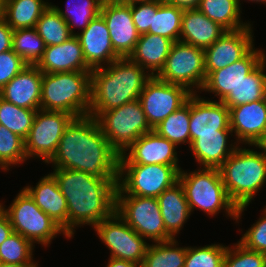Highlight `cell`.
<instances>
[{
  "mask_svg": "<svg viewBox=\"0 0 266 267\" xmlns=\"http://www.w3.org/2000/svg\"><path fill=\"white\" fill-rule=\"evenodd\" d=\"M115 211L144 239L153 243L172 240L165 229L157 198L116 196Z\"/></svg>",
  "mask_w": 266,
  "mask_h": 267,
  "instance_id": "11",
  "label": "cell"
},
{
  "mask_svg": "<svg viewBox=\"0 0 266 267\" xmlns=\"http://www.w3.org/2000/svg\"><path fill=\"white\" fill-rule=\"evenodd\" d=\"M75 117L60 111L37 110L25 142V154L47 163L55 154L66 127Z\"/></svg>",
  "mask_w": 266,
  "mask_h": 267,
  "instance_id": "12",
  "label": "cell"
},
{
  "mask_svg": "<svg viewBox=\"0 0 266 267\" xmlns=\"http://www.w3.org/2000/svg\"><path fill=\"white\" fill-rule=\"evenodd\" d=\"M229 133L232 136V130H218V134L198 135L189 146L196 162L202 167L219 168L239 145L228 144Z\"/></svg>",
  "mask_w": 266,
  "mask_h": 267,
  "instance_id": "26",
  "label": "cell"
},
{
  "mask_svg": "<svg viewBox=\"0 0 266 267\" xmlns=\"http://www.w3.org/2000/svg\"><path fill=\"white\" fill-rule=\"evenodd\" d=\"M51 174L67 201L68 237L75 227H95L110 217L116 208L118 178H99L84 171L54 168Z\"/></svg>",
  "mask_w": 266,
  "mask_h": 267,
  "instance_id": "2",
  "label": "cell"
},
{
  "mask_svg": "<svg viewBox=\"0 0 266 267\" xmlns=\"http://www.w3.org/2000/svg\"><path fill=\"white\" fill-rule=\"evenodd\" d=\"M100 3H109V2H113V1H119V0H99Z\"/></svg>",
  "mask_w": 266,
  "mask_h": 267,
  "instance_id": "55",
  "label": "cell"
},
{
  "mask_svg": "<svg viewBox=\"0 0 266 267\" xmlns=\"http://www.w3.org/2000/svg\"><path fill=\"white\" fill-rule=\"evenodd\" d=\"M42 73L92 71L86 63L80 41L73 35L62 44L46 46L36 64Z\"/></svg>",
  "mask_w": 266,
  "mask_h": 267,
  "instance_id": "23",
  "label": "cell"
},
{
  "mask_svg": "<svg viewBox=\"0 0 266 267\" xmlns=\"http://www.w3.org/2000/svg\"><path fill=\"white\" fill-rule=\"evenodd\" d=\"M37 110L18 107L0 97V124L24 140L28 137Z\"/></svg>",
  "mask_w": 266,
  "mask_h": 267,
  "instance_id": "38",
  "label": "cell"
},
{
  "mask_svg": "<svg viewBox=\"0 0 266 267\" xmlns=\"http://www.w3.org/2000/svg\"><path fill=\"white\" fill-rule=\"evenodd\" d=\"M36 205L58 224L68 236L67 201L59 189L56 179L50 173L39 180L35 187L24 188Z\"/></svg>",
  "mask_w": 266,
  "mask_h": 267,
  "instance_id": "24",
  "label": "cell"
},
{
  "mask_svg": "<svg viewBox=\"0 0 266 267\" xmlns=\"http://www.w3.org/2000/svg\"><path fill=\"white\" fill-rule=\"evenodd\" d=\"M238 1V3L241 5V3H240V0H237ZM249 1H254V2H261V3H263V4H265L266 3V0H249Z\"/></svg>",
  "mask_w": 266,
  "mask_h": 267,
  "instance_id": "53",
  "label": "cell"
},
{
  "mask_svg": "<svg viewBox=\"0 0 266 267\" xmlns=\"http://www.w3.org/2000/svg\"><path fill=\"white\" fill-rule=\"evenodd\" d=\"M0 267H38V265H22V264L2 263Z\"/></svg>",
  "mask_w": 266,
  "mask_h": 267,
  "instance_id": "50",
  "label": "cell"
},
{
  "mask_svg": "<svg viewBox=\"0 0 266 267\" xmlns=\"http://www.w3.org/2000/svg\"><path fill=\"white\" fill-rule=\"evenodd\" d=\"M100 240L109 248L110 257L142 265L148 247L116 211L94 227Z\"/></svg>",
  "mask_w": 266,
  "mask_h": 267,
  "instance_id": "13",
  "label": "cell"
},
{
  "mask_svg": "<svg viewBox=\"0 0 266 267\" xmlns=\"http://www.w3.org/2000/svg\"><path fill=\"white\" fill-rule=\"evenodd\" d=\"M27 65L12 49L0 53V90Z\"/></svg>",
  "mask_w": 266,
  "mask_h": 267,
  "instance_id": "45",
  "label": "cell"
},
{
  "mask_svg": "<svg viewBox=\"0 0 266 267\" xmlns=\"http://www.w3.org/2000/svg\"><path fill=\"white\" fill-rule=\"evenodd\" d=\"M130 8L137 32L140 35L148 33L150 26H152L153 14H156L159 8V0L130 4Z\"/></svg>",
  "mask_w": 266,
  "mask_h": 267,
  "instance_id": "44",
  "label": "cell"
},
{
  "mask_svg": "<svg viewBox=\"0 0 266 267\" xmlns=\"http://www.w3.org/2000/svg\"><path fill=\"white\" fill-rule=\"evenodd\" d=\"M156 77L196 93L195 88L201 90L207 78L204 50L181 41L173 42L165 65Z\"/></svg>",
  "mask_w": 266,
  "mask_h": 267,
  "instance_id": "10",
  "label": "cell"
},
{
  "mask_svg": "<svg viewBox=\"0 0 266 267\" xmlns=\"http://www.w3.org/2000/svg\"><path fill=\"white\" fill-rule=\"evenodd\" d=\"M192 93L185 87L167 83L152 76L139 96L143 112L152 129L169 114L184 105Z\"/></svg>",
  "mask_w": 266,
  "mask_h": 267,
  "instance_id": "14",
  "label": "cell"
},
{
  "mask_svg": "<svg viewBox=\"0 0 266 267\" xmlns=\"http://www.w3.org/2000/svg\"><path fill=\"white\" fill-rule=\"evenodd\" d=\"M183 12V8L159 0V8L156 14H153L152 26L148 33L161 35L172 42L179 41Z\"/></svg>",
  "mask_w": 266,
  "mask_h": 267,
  "instance_id": "34",
  "label": "cell"
},
{
  "mask_svg": "<svg viewBox=\"0 0 266 267\" xmlns=\"http://www.w3.org/2000/svg\"><path fill=\"white\" fill-rule=\"evenodd\" d=\"M107 267H140V265L135 264L130 261H125V260H119L115 258H109L108 264L106 265Z\"/></svg>",
  "mask_w": 266,
  "mask_h": 267,
  "instance_id": "49",
  "label": "cell"
},
{
  "mask_svg": "<svg viewBox=\"0 0 266 267\" xmlns=\"http://www.w3.org/2000/svg\"><path fill=\"white\" fill-rule=\"evenodd\" d=\"M13 29L0 17V53L12 49Z\"/></svg>",
  "mask_w": 266,
  "mask_h": 267,
  "instance_id": "46",
  "label": "cell"
},
{
  "mask_svg": "<svg viewBox=\"0 0 266 267\" xmlns=\"http://www.w3.org/2000/svg\"><path fill=\"white\" fill-rule=\"evenodd\" d=\"M129 57L91 71L89 112H104L139 99L145 83L152 77Z\"/></svg>",
  "mask_w": 266,
  "mask_h": 267,
  "instance_id": "3",
  "label": "cell"
},
{
  "mask_svg": "<svg viewBox=\"0 0 266 267\" xmlns=\"http://www.w3.org/2000/svg\"><path fill=\"white\" fill-rule=\"evenodd\" d=\"M47 163H52L54 168L84 171L99 178H118L119 154L90 115L70 122Z\"/></svg>",
  "mask_w": 266,
  "mask_h": 267,
  "instance_id": "1",
  "label": "cell"
},
{
  "mask_svg": "<svg viewBox=\"0 0 266 267\" xmlns=\"http://www.w3.org/2000/svg\"><path fill=\"white\" fill-rule=\"evenodd\" d=\"M160 212L167 234L175 239L189 219L191 210L186 200L183 187L178 181L173 186L165 189L158 197Z\"/></svg>",
  "mask_w": 266,
  "mask_h": 267,
  "instance_id": "27",
  "label": "cell"
},
{
  "mask_svg": "<svg viewBox=\"0 0 266 267\" xmlns=\"http://www.w3.org/2000/svg\"><path fill=\"white\" fill-rule=\"evenodd\" d=\"M266 58L222 100L228 107L262 100L266 97Z\"/></svg>",
  "mask_w": 266,
  "mask_h": 267,
  "instance_id": "30",
  "label": "cell"
},
{
  "mask_svg": "<svg viewBox=\"0 0 266 267\" xmlns=\"http://www.w3.org/2000/svg\"><path fill=\"white\" fill-rule=\"evenodd\" d=\"M166 3L183 9L197 8L200 0H164Z\"/></svg>",
  "mask_w": 266,
  "mask_h": 267,
  "instance_id": "48",
  "label": "cell"
},
{
  "mask_svg": "<svg viewBox=\"0 0 266 267\" xmlns=\"http://www.w3.org/2000/svg\"><path fill=\"white\" fill-rule=\"evenodd\" d=\"M261 151L239 148L238 145L219 167L229 198L238 207L236 221L266 183V156Z\"/></svg>",
  "mask_w": 266,
  "mask_h": 267,
  "instance_id": "4",
  "label": "cell"
},
{
  "mask_svg": "<svg viewBox=\"0 0 266 267\" xmlns=\"http://www.w3.org/2000/svg\"><path fill=\"white\" fill-rule=\"evenodd\" d=\"M91 71L42 73L40 109L88 116Z\"/></svg>",
  "mask_w": 266,
  "mask_h": 267,
  "instance_id": "5",
  "label": "cell"
},
{
  "mask_svg": "<svg viewBox=\"0 0 266 267\" xmlns=\"http://www.w3.org/2000/svg\"><path fill=\"white\" fill-rule=\"evenodd\" d=\"M225 32V28L210 20L197 8L184 9L179 41L205 50Z\"/></svg>",
  "mask_w": 266,
  "mask_h": 267,
  "instance_id": "25",
  "label": "cell"
},
{
  "mask_svg": "<svg viewBox=\"0 0 266 267\" xmlns=\"http://www.w3.org/2000/svg\"><path fill=\"white\" fill-rule=\"evenodd\" d=\"M257 220L238 241L249 250L266 254V206Z\"/></svg>",
  "mask_w": 266,
  "mask_h": 267,
  "instance_id": "43",
  "label": "cell"
},
{
  "mask_svg": "<svg viewBox=\"0 0 266 267\" xmlns=\"http://www.w3.org/2000/svg\"><path fill=\"white\" fill-rule=\"evenodd\" d=\"M227 246L211 244L204 247H187L184 267H224Z\"/></svg>",
  "mask_w": 266,
  "mask_h": 267,
  "instance_id": "41",
  "label": "cell"
},
{
  "mask_svg": "<svg viewBox=\"0 0 266 267\" xmlns=\"http://www.w3.org/2000/svg\"><path fill=\"white\" fill-rule=\"evenodd\" d=\"M34 245L19 233L13 232L0 245V259L2 263L38 265L32 259Z\"/></svg>",
  "mask_w": 266,
  "mask_h": 267,
  "instance_id": "39",
  "label": "cell"
},
{
  "mask_svg": "<svg viewBox=\"0 0 266 267\" xmlns=\"http://www.w3.org/2000/svg\"><path fill=\"white\" fill-rule=\"evenodd\" d=\"M190 96L177 111L169 114L153 130L176 146L181 143L191 145L190 137Z\"/></svg>",
  "mask_w": 266,
  "mask_h": 267,
  "instance_id": "32",
  "label": "cell"
},
{
  "mask_svg": "<svg viewBox=\"0 0 266 267\" xmlns=\"http://www.w3.org/2000/svg\"><path fill=\"white\" fill-rule=\"evenodd\" d=\"M66 10H62L56 5H52L60 16L67 22L68 28L73 35L75 27H82L84 30L89 23L100 14L102 3L99 0H67ZM72 1V6H71Z\"/></svg>",
  "mask_w": 266,
  "mask_h": 267,
  "instance_id": "37",
  "label": "cell"
},
{
  "mask_svg": "<svg viewBox=\"0 0 266 267\" xmlns=\"http://www.w3.org/2000/svg\"><path fill=\"white\" fill-rule=\"evenodd\" d=\"M224 267H266V254L249 250L238 242L227 246Z\"/></svg>",
  "mask_w": 266,
  "mask_h": 267,
  "instance_id": "42",
  "label": "cell"
},
{
  "mask_svg": "<svg viewBox=\"0 0 266 267\" xmlns=\"http://www.w3.org/2000/svg\"><path fill=\"white\" fill-rule=\"evenodd\" d=\"M41 85L42 72L27 65L0 90V97L21 108L40 110Z\"/></svg>",
  "mask_w": 266,
  "mask_h": 267,
  "instance_id": "22",
  "label": "cell"
},
{
  "mask_svg": "<svg viewBox=\"0 0 266 267\" xmlns=\"http://www.w3.org/2000/svg\"><path fill=\"white\" fill-rule=\"evenodd\" d=\"M265 55L264 51L253 47L239 61L212 71L207 76L201 91L212 92L216 97L219 96L218 101H222L266 58Z\"/></svg>",
  "mask_w": 266,
  "mask_h": 267,
  "instance_id": "19",
  "label": "cell"
},
{
  "mask_svg": "<svg viewBox=\"0 0 266 267\" xmlns=\"http://www.w3.org/2000/svg\"><path fill=\"white\" fill-rule=\"evenodd\" d=\"M254 147L262 149L264 151L265 156H266V136L258 145H254Z\"/></svg>",
  "mask_w": 266,
  "mask_h": 267,
  "instance_id": "52",
  "label": "cell"
},
{
  "mask_svg": "<svg viewBox=\"0 0 266 267\" xmlns=\"http://www.w3.org/2000/svg\"><path fill=\"white\" fill-rule=\"evenodd\" d=\"M125 4H134V3H143V2H152V1H155V0H119Z\"/></svg>",
  "mask_w": 266,
  "mask_h": 267,
  "instance_id": "51",
  "label": "cell"
},
{
  "mask_svg": "<svg viewBox=\"0 0 266 267\" xmlns=\"http://www.w3.org/2000/svg\"><path fill=\"white\" fill-rule=\"evenodd\" d=\"M240 7L237 0H200L197 9L227 31H236L251 25L241 21Z\"/></svg>",
  "mask_w": 266,
  "mask_h": 267,
  "instance_id": "31",
  "label": "cell"
},
{
  "mask_svg": "<svg viewBox=\"0 0 266 267\" xmlns=\"http://www.w3.org/2000/svg\"><path fill=\"white\" fill-rule=\"evenodd\" d=\"M252 32L251 25L236 31H227L206 48V76L243 58L254 47Z\"/></svg>",
  "mask_w": 266,
  "mask_h": 267,
  "instance_id": "16",
  "label": "cell"
},
{
  "mask_svg": "<svg viewBox=\"0 0 266 267\" xmlns=\"http://www.w3.org/2000/svg\"><path fill=\"white\" fill-rule=\"evenodd\" d=\"M190 137L191 143L198 135L218 134V130H231L229 108L222 101L190 95Z\"/></svg>",
  "mask_w": 266,
  "mask_h": 267,
  "instance_id": "20",
  "label": "cell"
},
{
  "mask_svg": "<svg viewBox=\"0 0 266 267\" xmlns=\"http://www.w3.org/2000/svg\"><path fill=\"white\" fill-rule=\"evenodd\" d=\"M3 3H4V0H0V17H2Z\"/></svg>",
  "mask_w": 266,
  "mask_h": 267,
  "instance_id": "54",
  "label": "cell"
},
{
  "mask_svg": "<svg viewBox=\"0 0 266 267\" xmlns=\"http://www.w3.org/2000/svg\"><path fill=\"white\" fill-rule=\"evenodd\" d=\"M26 160L24 139L0 124V169L10 170Z\"/></svg>",
  "mask_w": 266,
  "mask_h": 267,
  "instance_id": "40",
  "label": "cell"
},
{
  "mask_svg": "<svg viewBox=\"0 0 266 267\" xmlns=\"http://www.w3.org/2000/svg\"><path fill=\"white\" fill-rule=\"evenodd\" d=\"M229 119L238 144L258 145L266 136V97L229 108Z\"/></svg>",
  "mask_w": 266,
  "mask_h": 267,
  "instance_id": "18",
  "label": "cell"
},
{
  "mask_svg": "<svg viewBox=\"0 0 266 267\" xmlns=\"http://www.w3.org/2000/svg\"><path fill=\"white\" fill-rule=\"evenodd\" d=\"M49 6L44 0H4L2 18L13 30L33 28Z\"/></svg>",
  "mask_w": 266,
  "mask_h": 267,
  "instance_id": "29",
  "label": "cell"
},
{
  "mask_svg": "<svg viewBox=\"0 0 266 267\" xmlns=\"http://www.w3.org/2000/svg\"><path fill=\"white\" fill-rule=\"evenodd\" d=\"M8 215L0 207V245L13 234Z\"/></svg>",
  "mask_w": 266,
  "mask_h": 267,
  "instance_id": "47",
  "label": "cell"
},
{
  "mask_svg": "<svg viewBox=\"0 0 266 267\" xmlns=\"http://www.w3.org/2000/svg\"><path fill=\"white\" fill-rule=\"evenodd\" d=\"M76 36L80 41L87 66L91 70L109 65L120 58L114 51L109 29L100 14L84 30L77 32Z\"/></svg>",
  "mask_w": 266,
  "mask_h": 267,
  "instance_id": "21",
  "label": "cell"
},
{
  "mask_svg": "<svg viewBox=\"0 0 266 267\" xmlns=\"http://www.w3.org/2000/svg\"><path fill=\"white\" fill-rule=\"evenodd\" d=\"M176 146L159 136L154 130L140 136L124 153L119 155V164H163L179 166ZM129 150L128 153H126Z\"/></svg>",
  "mask_w": 266,
  "mask_h": 267,
  "instance_id": "17",
  "label": "cell"
},
{
  "mask_svg": "<svg viewBox=\"0 0 266 267\" xmlns=\"http://www.w3.org/2000/svg\"><path fill=\"white\" fill-rule=\"evenodd\" d=\"M178 181L183 187L191 212L198 208L214 216L223 209L230 218L236 220L238 207L229 198L219 168L200 167L190 173L181 170Z\"/></svg>",
  "mask_w": 266,
  "mask_h": 267,
  "instance_id": "6",
  "label": "cell"
},
{
  "mask_svg": "<svg viewBox=\"0 0 266 267\" xmlns=\"http://www.w3.org/2000/svg\"><path fill=\"white\" fill-rule=\"evenodd\" d=\"M172 239L149 244L140 267H184L187 247H178Z\"/></svg>",
  "mask_w": 266,
  "mask_h": 267,
  "instance_id": "33",
  "label": "cell"
},
{
  "mask_svg": "<svg viewBox=\"0 0 266 267\" xmlns=\"http://www.w3.org/2000/svg\"><path fill=\"white\" fill-rule=\"evenodd\" d=\"M179 167L163 164H119L116 196L157 198L165 189L178 182L181 171Z\"/></svg>",
  "mask_w": 266,
  "mask_h": 267,
  "instance_id": "8",
  "label": "cell"
},
{
  "mask_svg": "<svg viewBox=\"0 0 266 267\" xmlns=\"http://www.w3.org/2000/svg\"><path fill=\"white\" fill-rule=\"evenodd\" d=\"M35 28L45 46L62 44L73 36L67 22L51 4L40 16Z\"/></svg>",
  "mask_w": 266,
  "mask_h": 267,
  "instance_id": "35",
  "label": "cell"
},
{
  "mask_svg": "<svg viewBox=\"0 0 266 267\" xmlns=\"http://www.w3.org/2000/svg\"><path fill=\"white\" fill-rule=\"evenodd\" d=\"M12 202L8 209L3 203H0V207L8 215L13 231L33 245L38 242L47 247L52 239L61 233L69 238L63 229L36 205L24 188Z\"/></svg>",
  "mask_w": 266,
  "mask_h": 267,
  "instance_id": "9",
  "label": "cell"
},
{
  "mask_svg": "<svg viewBox=\"0 0 266 267\" xmlns=\"http://www.w3.org/2000/svg\"><path fill=\"white\" fill-rule=\"evenodd\" d=\"M94 117L110 146L121 155L140 136L151 132L139 99L104 112H89Z\"/></svg>",
  "mask_w": 266,
  "mask_h": 267,
  "instance_id": "7",
  "label": "cell"
},
{
  "mask_svg": "<svg viewBox=\"0 0 266 267\" xmlns=\"http://www.w3.org/2000/svg\"><path fill=\"white\" fill-rule=\"evenodd\" d=\"M172 44L170 39L161 35L144 33L139 36L129 58L143 69L148 70L151 76H156L164 67Z\"/></svg>",
  "mask_w": 266,
  "mask_h": 267,
  "instance_id": "28",
  "label": "cell"
},
{
  "mask_svg": "<svg viewBox=\"0 0 266 267\" xmlns=\"http://www.w3.org/2000/svg\"><path fill=\"white\" fill-rule=\"evenodd\" d=\"M45 47L35 27L13 30L12 50L28 65H36L39 62Z\"/></svg>",
  "mask_w": 266,
  "mask_h": 267,
  "instance_id": "36",
  "label": "cell"
},
{
  "mask_svg": "<svg viewBox=\"0 0 266 267\" xmlns=\"http://www.w3.org/2000/svg\"><path fill=\"white\" fill-rule=\"evenodd\" d=\"M100 15L109 29L115 53L120 58L129 57L140 36L132 19L130 5L121 1L103 3Z\"/></svg>",
  "mask_w": 266,
  "mask_h": 267,
  "instance_id": "15",
  "label": "cell"
}]
</instances>
